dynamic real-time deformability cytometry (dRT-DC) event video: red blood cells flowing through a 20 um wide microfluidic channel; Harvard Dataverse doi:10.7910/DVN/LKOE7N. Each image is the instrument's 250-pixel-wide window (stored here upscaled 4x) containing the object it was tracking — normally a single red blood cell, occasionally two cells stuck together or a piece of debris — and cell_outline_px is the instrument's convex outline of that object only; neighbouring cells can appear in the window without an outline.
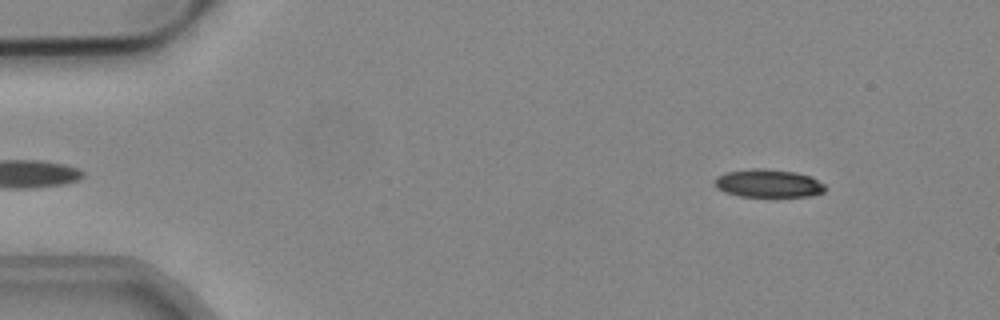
{"species": "common noctule bat (a hibernating species)", "species_latin": "Nyctalus noctula", "temperature_condition": "cold", "stored_images_in_passage": 8, "camera_frame_rate_fps": 3000, "um_per_image_px": 0.085, "animal": {"sex": "male", "body_mass_g": 19.2, "forearm_length_mm": 51.8}, "frame": {"image": 1, "passage_image": 2, "time_ms": 0.333, "image_size_px": [1000, 320], "cell_outline_px": [[824, 192], [812, 196], [740, 196], [724, 192], [716, 188], [712, 180], [716, 176], [728, 172], [752, 168], [764, 168], [796, 172], [812, 176], [824, 184]], "centroid_in_image_um": [65.28, 15.58], "position_along_channel_um": 19.7, "area_um2": 18.21}}